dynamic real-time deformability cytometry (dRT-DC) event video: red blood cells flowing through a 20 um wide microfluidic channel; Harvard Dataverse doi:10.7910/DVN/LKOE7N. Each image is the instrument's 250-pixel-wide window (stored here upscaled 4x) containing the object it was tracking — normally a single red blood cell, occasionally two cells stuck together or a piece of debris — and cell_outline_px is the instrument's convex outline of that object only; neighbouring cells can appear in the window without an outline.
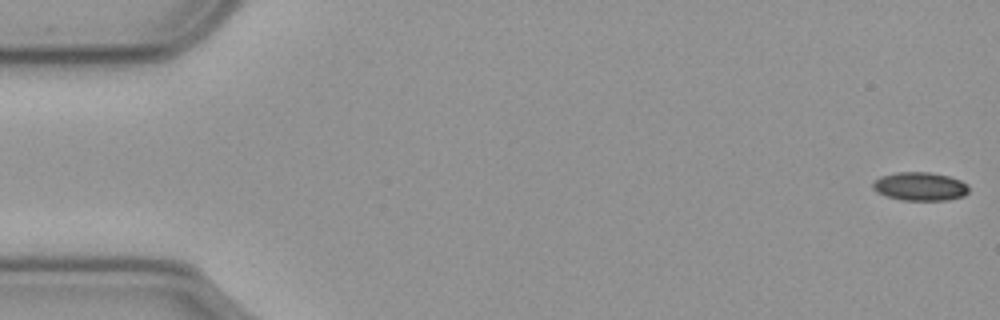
{"species": "common noctule bat (a hibernating species)", "species_latin": "Nyctalus noctula", "temperature_condition": "cold", "stored_images_in_passage": 12, "camera_frame_rate_fps": 3000, "um_per_image_px": 0.085, "animal": {"sex": "male", "body_mass_g": 23.1, "forearm_length_mm": 52.7}, "frame": {"image": 1, "passage_image": 1, "time_ms": 0.0, "image_size_px": [1000, 320], "cell_outline_px": [[968, 192], [964, 196], [948, 200], [904, 200], [888, 196], [876, 192], [872, 188], [872, 180], [880, 176], [896, 172], [928, 172], [948, 176], [960, 180], [968, 184]], "centroid_in_image_um": [78.18, 15.84], "position_along_channel_um": 6.8, "area_um2": 16.01}}